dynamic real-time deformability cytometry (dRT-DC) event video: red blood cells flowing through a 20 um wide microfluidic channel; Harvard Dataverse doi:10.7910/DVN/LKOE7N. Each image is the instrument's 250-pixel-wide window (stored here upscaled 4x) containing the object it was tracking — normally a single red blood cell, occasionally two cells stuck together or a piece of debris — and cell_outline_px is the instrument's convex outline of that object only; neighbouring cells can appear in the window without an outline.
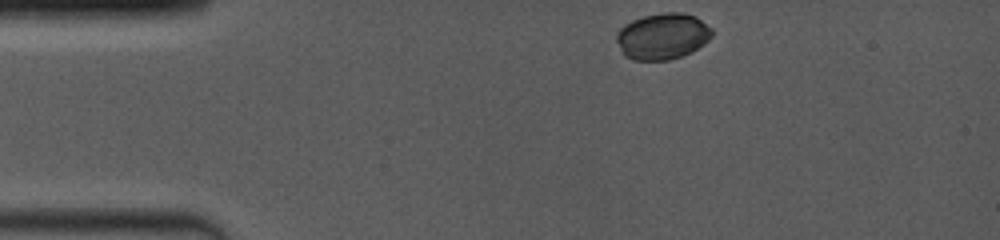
{"species": "common noctule bat (a hibernating species)", "species_latin": "Nyctalus noctula", "temperature_condition": "room temperature", "stored_images_in_passage": 11, "camera_frame_rate_fps": 4000, "um_per_image_px": 0.085, "animal": {"sex": "female", "body_mass_g": 19.0, "forearm_length_mm": 53.3}, "frame": {"image": 1, "passage_image": 1, "time_ms": 0.0, "image_size_px": [1000, 240], "cell_outline_px": [[712, 36], [704, 44], [692, 52], [668, 60], [632, 60], [624, 56], [616, 40], [616, 36], [620, 28], [624, 24], [632, 20], [644, 16], [664, 12], [680, 12], [696, 16], [712, 28]], "centroid_in_image_um": [56.32, 3.08], "position_along_channel_um": 28.7, "area_um2": 25.84}}